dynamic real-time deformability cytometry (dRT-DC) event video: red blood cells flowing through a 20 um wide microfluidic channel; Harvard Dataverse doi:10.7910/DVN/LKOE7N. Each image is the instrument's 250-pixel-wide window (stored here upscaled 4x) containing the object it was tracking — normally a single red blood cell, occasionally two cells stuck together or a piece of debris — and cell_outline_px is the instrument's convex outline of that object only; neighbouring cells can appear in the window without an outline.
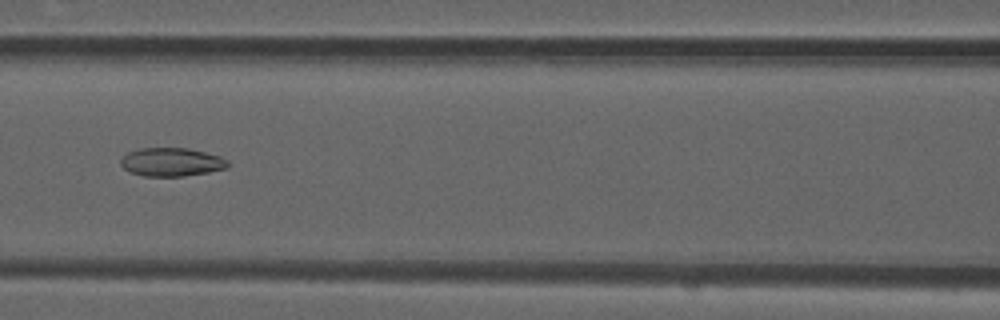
{"species": "common noctule bat (a hibernating species)", "species_latin": "Nyctalus noctula", "temperature_condition": "room temperature", "stored_images_in_passage": 44, "camera_frame_rate_fps": 3000, "um_per_image_px": 0.085, "animal": {"sex": "male", "forearm_length_mm": 52.5}, "frame": {"image": 1, "passage_image": 24, "time_ms": 7.667, "image_size_px": [1000, 320], "cell_outline_px": [[232, 164], [228, 168], [208, 172], [184, 176], [144, 176], [132, 172], [124, 168], [120, 164], [120, 160], [128, 152], [140, 148], [188, 148], [220, 156], [228, 160]], "centroid_in_image_um": [14.62, 13.77], "position_along_channel_um": 152.0, "area_um2": 17.8}}
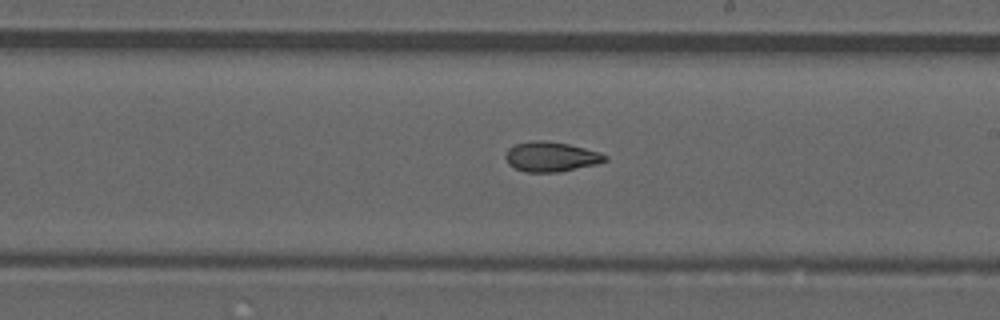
{"frame": {"image": 2, "passage_image": 31, "time_ms": 10.0, "image_size_px": [1000, 320], "cell_outline_px": [[608, 160], [596, 164], [560, 172], [524, 172], [508, 164], [504, 156], [508, 148], [516, 144], [536, 140], [544, 140], [568, 144], [600, 152], [608, 156]], "centroid_in_image_um": [46.83, 13.32], "position_along_channel_um": 242.2, "area_um2": 17.34}}
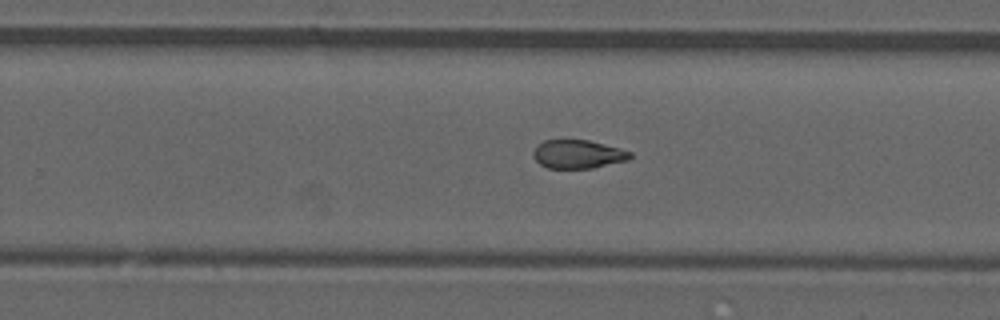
{"frame": {"image": 3, "passage_image": 34, "time_ms": 11.0, "image_size_px": [1000, 320], "cell_outline_px": [[632, 156], [628, 160], [592, 168], [548, 168], [540, 164], [532, 156], [532, 152], [536, 144], [544, 140], [588, 140], [620, 148], [632, 152]], "centroid_in_image_um": [49.1, 13.1], "position_along_channel_um": 280.7, "area_um2": 16.18}}